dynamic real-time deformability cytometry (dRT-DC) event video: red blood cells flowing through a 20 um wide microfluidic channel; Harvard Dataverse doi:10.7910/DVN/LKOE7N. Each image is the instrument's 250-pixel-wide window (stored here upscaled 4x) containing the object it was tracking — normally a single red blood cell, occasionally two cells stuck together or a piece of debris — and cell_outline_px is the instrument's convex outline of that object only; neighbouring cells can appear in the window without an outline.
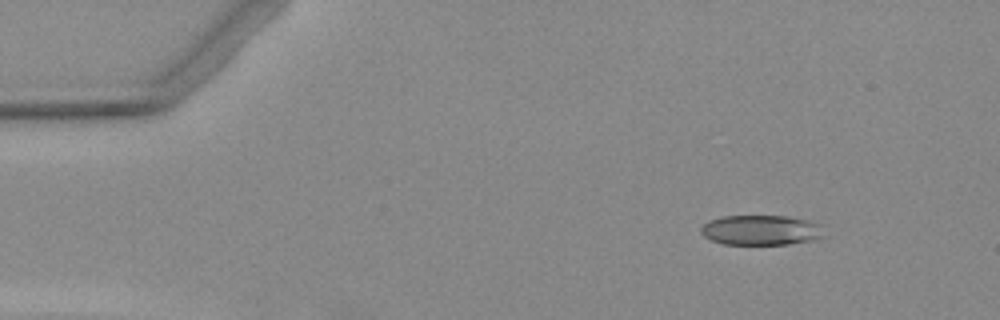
{"species": "Egyptian fruit bat (a non-hibernating species)", "species_latin": "Rousettus aegyptiacus", "temperature_condition": "warm", "stored_images_in_passage": 5, "camera_frame_rate_fps": 3000, "um_per_image_px": 0.085, "animal": {"sex": "female"}, "frame": {"image": 1, "passage_image": 2, "time_ms": 1.0, "image_size_px": [1000, 320], "cell_outline_px": [[828, 236], [812, 240], [788, 244], [724, 244], [712, 240], [704, 236], [700, 232], [700, 228], [708, 220], [720, 216], [788, 216], [828, 224]], "centroid_in_image_um": [64.83, 19.55], "position_along_channel_um": 20.2, "area_um2": 22.25}}
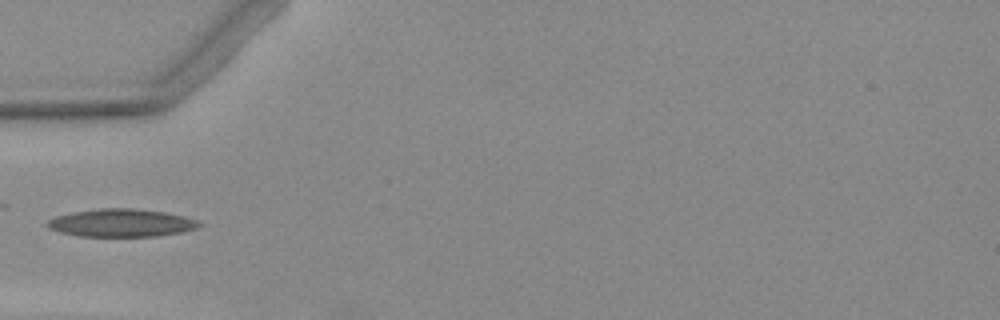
{"frame": {"image": 2, "passage_image": 5, "time_ms": 4.667, "image_size_px": [1000, 320], "cell_outline_px": [[204, 224], [196, 228], [180, 232], [156, 236], [80, 236], [60, 232], [48, 228], [48, 220], [56, 216], [72, 212], [100, 208], [136, 208], [164, 212], [184, 216], [196, 220]], "centroid_in_image_um": [10.32, 18.94], "position_along_channel_um": 74.7, "area_um2": 24.51}}